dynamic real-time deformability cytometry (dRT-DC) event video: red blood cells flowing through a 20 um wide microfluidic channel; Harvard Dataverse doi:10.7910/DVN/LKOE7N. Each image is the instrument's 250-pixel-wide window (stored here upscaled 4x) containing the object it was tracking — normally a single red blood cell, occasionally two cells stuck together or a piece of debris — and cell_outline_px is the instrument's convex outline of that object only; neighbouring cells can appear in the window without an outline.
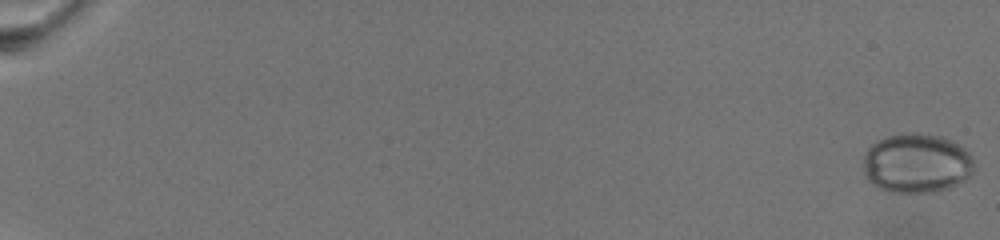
{"species": "common noctule bat (a hibernating species)", "species_latin": "Nyctalus noctula", "temperature_condition": "warm", "stored_images_in_passage": 72, "camera_frame_rate_fps": 3000, "um_per_image_px": 0.085, "animal": {"sex": "female", "body_mass_g": 19.5, "forearm_length_mm": 54.1}, "frame": {"image": 1, "passage_image": 1, "time_ms": 0.0, "image_size_px": [1000, 240], "cell_outline_px": [[976, 160], [972, 176], [948, 188], [936, 192], [892, 192], [880, 188], [872, 184], [868, 180], [864, 172], [864, 152], [876, 140], [888, 136], [912, 132], [916, 132], [940, 136], [952, 140], [960, 144]], "centroid_in_image_um": [77.95, 13.87], "position_along_channel_um": 7.1, "area_um2": 38.84}}
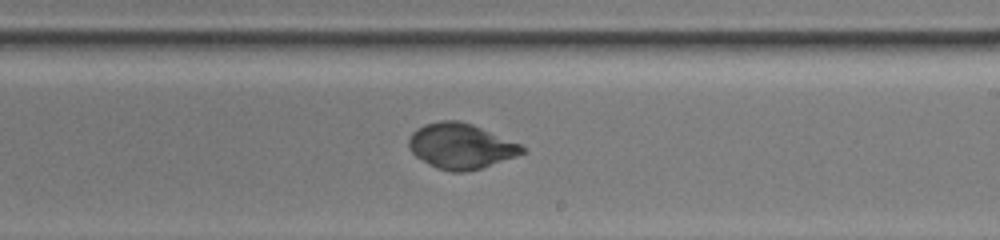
{"frame": {"image": 2, "passage_image": 47, "time_ms": 15.333, "image_size_px": [1000, 240], "cell_outline_px": [[528, 152], [468, 172], [452, 172], [436, 168], [428, 164], [416, 156], [408, 148], [408, 140], [412, 132], [416, 128], [424, 124], [440, 120], [460, 120], [472, 124], [520, 144]], "centroid_in_image_um": [39.14, 12.41], "position_along_channel_um": 249.9, "area_um2": 30.0}}
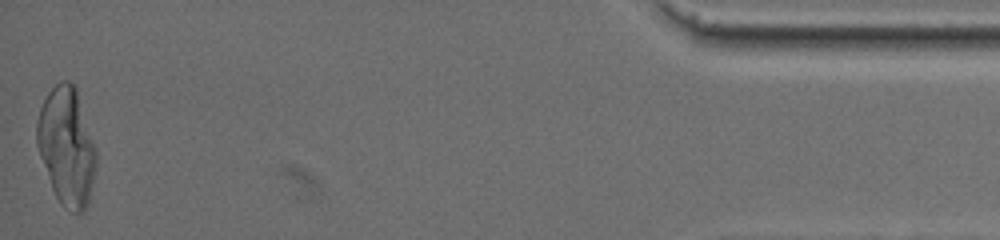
{"frame": {"image": 3, "passage_image": 72, "time_ms": 23.667, "image_size_px": [1000, 240], "cell_outline_px": [[96, 168], [88, 200], [84, 212], [72, 212], [64, 208], [60, 204], [52, 188], [40, 156], [36, 144], [36, 124], [40, 108], [48, 92], [60, 80], [68, 80], [76, 88], [96, 148]], "centroid_in_image_um": [5.66, 12.44], "position_along_channel_um": 429.5, "area_um2": 40.52}}